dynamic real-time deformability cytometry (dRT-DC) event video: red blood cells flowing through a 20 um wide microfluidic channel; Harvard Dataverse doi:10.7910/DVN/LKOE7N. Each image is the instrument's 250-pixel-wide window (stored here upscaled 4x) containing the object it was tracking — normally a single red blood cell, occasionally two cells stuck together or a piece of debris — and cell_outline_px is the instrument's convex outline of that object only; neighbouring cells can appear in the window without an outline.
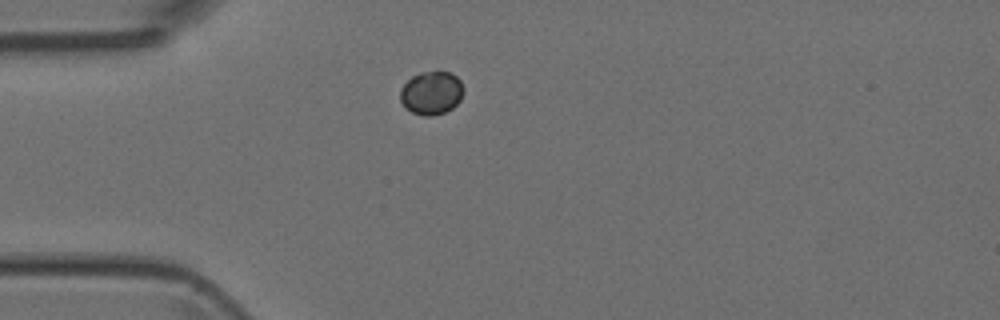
{"species": "Egyptian fruit bat (a non-hibernating species)", "species_latin": "Rousettus aegyptiacus", "temperature_condition": "room temperature", "stored_images_in_passage": 2, "camera_frame_rate_fps": 3000, "um_per_image_px": 0.085, "animal": {"sex": "female"}, "frame": {"image": 1, "passage_image": 1, "time_ms": 0.0, "image_size_px": [1000, 320], "cell_outline_px": [[464, 92], [460, 100], [452, 108], [444, 112], [432, 116], [424, 116], [412, 112], [404, 108], [400, 100], [400, 92], [404, 84], [412, 76], [420, 72], [452, 72], [460, 80], [464, 88]], "centroid_in_image_um": [36.67, 7.9], "position_along_channel_um": 48.3, "area_um2": 16.07}}